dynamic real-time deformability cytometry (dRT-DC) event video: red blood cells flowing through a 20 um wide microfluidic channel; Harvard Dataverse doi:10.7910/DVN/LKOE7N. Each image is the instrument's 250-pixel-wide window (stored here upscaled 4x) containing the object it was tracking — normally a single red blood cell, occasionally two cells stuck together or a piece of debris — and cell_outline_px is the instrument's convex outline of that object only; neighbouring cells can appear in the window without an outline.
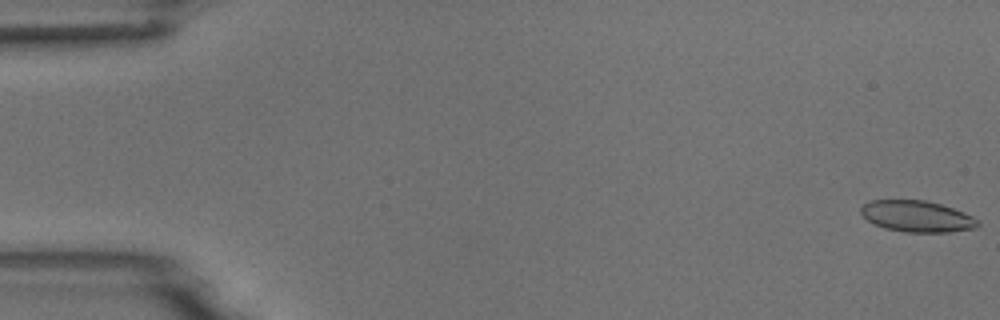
{"species": "common noctule bat (a hibernating species)", "species_latin": "Nyctalus noctula", "temperature_condition": "room temperature", "stored_images_in_passage": 55, "camera_frame_rate_fps": 3000, "um_per_image_px": 0.085, "animal": {"sex": "male", "body_mass_g": 18.8}, "frame": {"image": 1, "passage_image": 1, "time_ms": 0.0, "image_size_px": [1000, 320], "cell_outline_px": [[980, 224], [976, 228], [948, 232], [904, 232], [884, 228], [872, 224], [860, 212], [860, 208], [864, 204], [872, 200], [924, 200], [940, 204], [964, 212], [980, 220]], "centroid_in_image_um": [77.95, 18.39], "position_along_channel_um": 7.1, "area_um2": 21.39}}
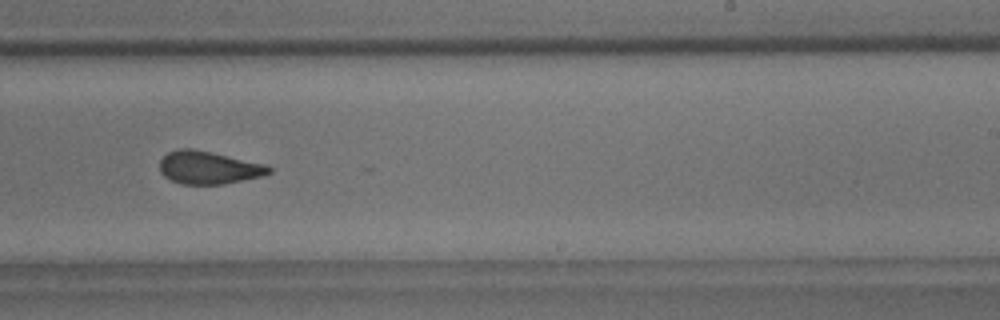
{"frame": {"image": 2, "passage_image": 34, "time_ms": 11.0, "image_size_px": [1000, 320], "cell_outline_px": [[272, 172], [264, 176], [224, 184], [180, 184], [164, 176], [160, 172], [160, 160], [168, 152], [180, 148], [192, 148], [212, 152], [264, 164], [272, 168]], "centroid_in_image_um": [17.73, 14.25], "position_along_channel_um": 271.3, "area_um2": 20.92}}
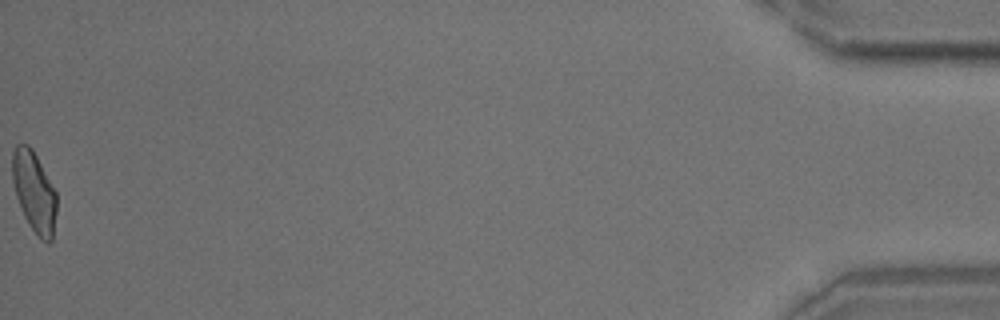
{"frame": {"image": 3, "passage_image": 55, "time_ms": 18.0, "image_size_px": [1000, 320], "cell_outline_px": [[56, 212], [52, 240], [48, 244], [40, 240], [28, 224], [20, 208], [16, 196], [12, 180], [12, 152], [16, 144], [28, 144], [32, 148], [56, 192]], "centroid_in_image_um": [2.89, 16.33], "position_along_channel_um": 432.3, "area_um2": 20.92}, "authors_computed_cell_mechanics": {"area_um2": 21.5016, "velocity_mm_per_s": 3.7202, "shape_relaxation_time_tau1_ms": 4.9407, "shape_relaxation_time_tau2_ms": 1.6729, "deformation_change_tau1": 0.1291, "deformation_change_tau2": 0.0793}}